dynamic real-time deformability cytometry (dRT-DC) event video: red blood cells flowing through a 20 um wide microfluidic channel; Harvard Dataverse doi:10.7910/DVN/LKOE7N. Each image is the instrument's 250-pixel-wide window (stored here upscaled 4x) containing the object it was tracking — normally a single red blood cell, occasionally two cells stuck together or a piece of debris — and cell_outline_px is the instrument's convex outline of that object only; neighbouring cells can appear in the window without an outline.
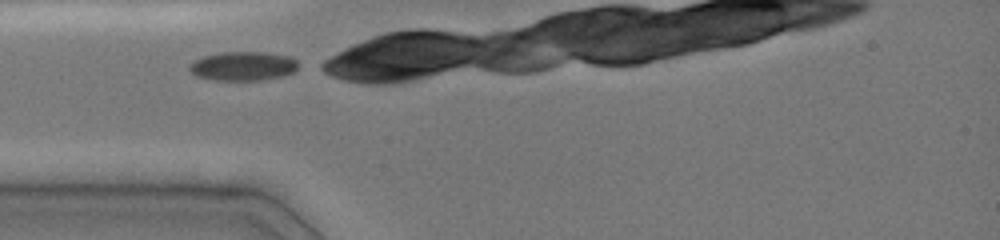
{"species": "common noctule bat (a hibernating species)", "species_latin": "Nyctalus noctula", "temperature_condition": "cold", "stored_images_in_passage": 10, "camera_frame_rate_fps": 3000, "um_per_image_px": 0.085, "animal": {"sex": "female", "body_mass_g": 19.0, "forearm_length_mm": 51.5}, "frame": {"image": 1, "passage_image": 1, "time_ms": 0.0, "image_size_px": [1000, 240], "cell_outline_px": [[296, 68], [292, 72], [284, 76], [260, 80], [212, 80], [196, 76], [188, 68], [196, 60], [204, 56], [220, 52], [264, 52], [288, 56], [296, 60]], "centroid_in_image_um": [20.65, 5.62], "position_along_channel_um": 64.4, "area_um2": 18.21}}